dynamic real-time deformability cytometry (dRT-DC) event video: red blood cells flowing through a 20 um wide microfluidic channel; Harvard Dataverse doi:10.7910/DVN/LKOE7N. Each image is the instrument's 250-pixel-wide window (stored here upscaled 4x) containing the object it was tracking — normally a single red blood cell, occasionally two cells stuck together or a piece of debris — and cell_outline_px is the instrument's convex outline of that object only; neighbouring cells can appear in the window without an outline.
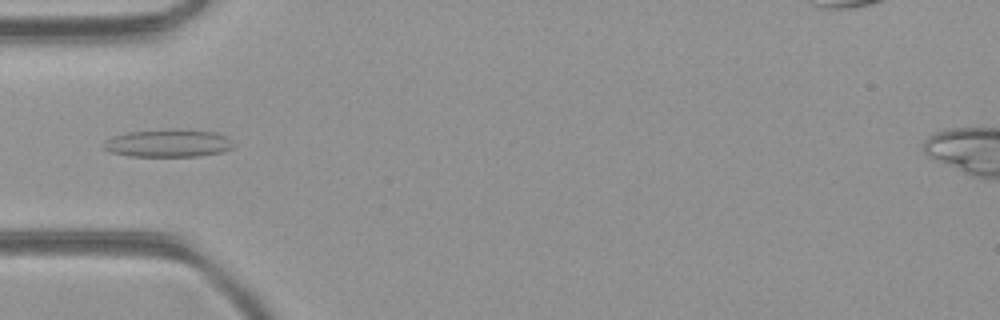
{"species": "common noctule bat (a hibernating species)", "species_latin": "Nyctalus noctula", "temperature_condition": "room temperature", "stored_images_in_passage": 5, "camera_frame_rate_fps": 3000, "um_per_image_px": 0.085, "animal": {"sex": "female", "body_mass_g": 21.9}, "frame": {"image": 1, "passage_image": 4, "time_ms": 1.0, "image_size_px": [1000, 320], "cell_outline_px": [[236, 144], [232, 148], [220, 152], [200, 156], [128, 156], [112, 152], [104, 148], [104, 144], [112, 136], [128, 132], [176, 128], [180, 128], [216, 132], [228, 136]], "centroid_in_image_um": [14.38, 12.15], "position_along_channel_um": 70.6, "area_um2": 21.21}}
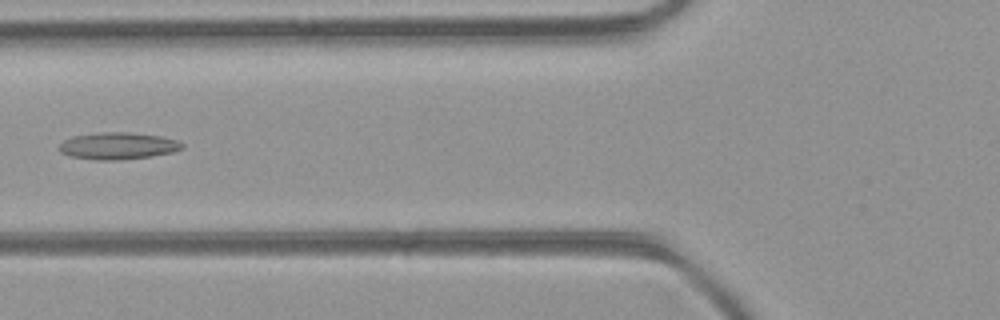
{"frame": {"image": 2, "passage_image": 5, "time_ms": 1.333, "image_size_px": [1000, 320], "cell_outline_px": [[184, 148], [172, 152], [152, 156], [116, 160], [96, 160], [72, 156], [60, 152], [56, 148], [64, 140], [72, 136], [100, 132], [128, 132], [160, 136], [176, 140], [184, 144]], "centroid_in_image_um": [10.0, 12.39], "position_along_channel_um": 115.8, "area_um2": 19.31}}